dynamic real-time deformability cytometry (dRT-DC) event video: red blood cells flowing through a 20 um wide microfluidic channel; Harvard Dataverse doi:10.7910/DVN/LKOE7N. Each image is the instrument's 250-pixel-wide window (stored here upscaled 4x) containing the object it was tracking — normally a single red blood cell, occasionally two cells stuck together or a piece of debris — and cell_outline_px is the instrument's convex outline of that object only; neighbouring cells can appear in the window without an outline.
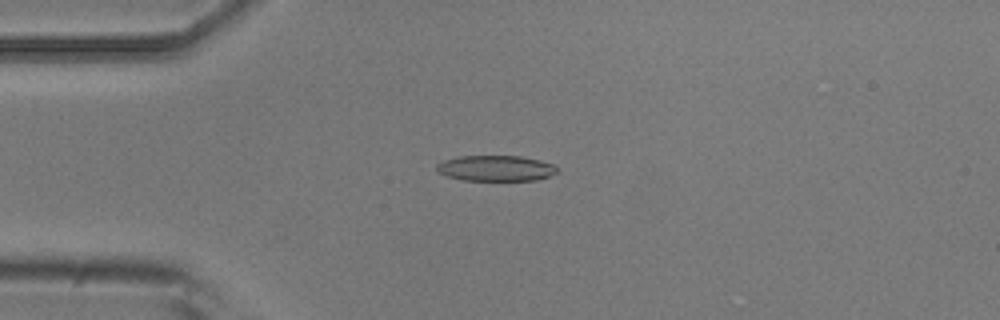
{"species": "common noctule bat (a hibernating species)", "species_latin": "Nyctalus noctula", "temperature_condition": "room temperature", "stored_images_in_passage": 51, "camera_frame_rate_fps": 3000, "um_per_image_px": 0.085, "animal": {"sex": "male", "body_mass_g": 20.5, "forearm_length_mm": 52.5}, "frame": {"image": 1, "passage_image": 13, "time_ms": 4.0, "image_size_px": [1000, 320], "cell_outline_px": [[560, 172], [536, 180], [464, 180], [448, 176], [440, 172], [436, 168], [436, 164], [444, 160], [456, 156], [520, 156], [540, 160], [552, 164]], "centroid_in_image_um": [42.15, 14.29], "position_along_channel_um": 42.9, "area_um2": 17.92}}
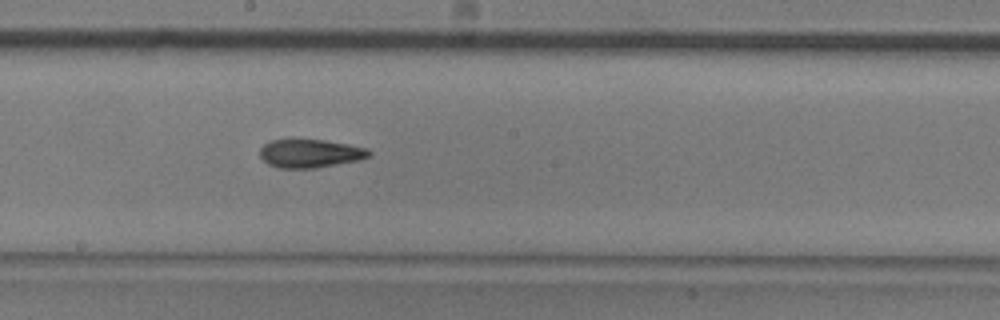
{"frame": {"image": 2, "passage_image": 28, "time_ms": 9.0, "image_size_px": [1000, 320], "cell_outline_px": [[372, 156], [360, 160], [316, 168], [280, 168], [268, 164], [260, 156], [260, 148], [264, 144], [272, 140], [324, 140], [348, 144], [368, 148], [372, 152]], "centroid_in_image_um": [26.41, 13.05], "position_along_channel_um": 221.8, "area_um2": 18.09}}
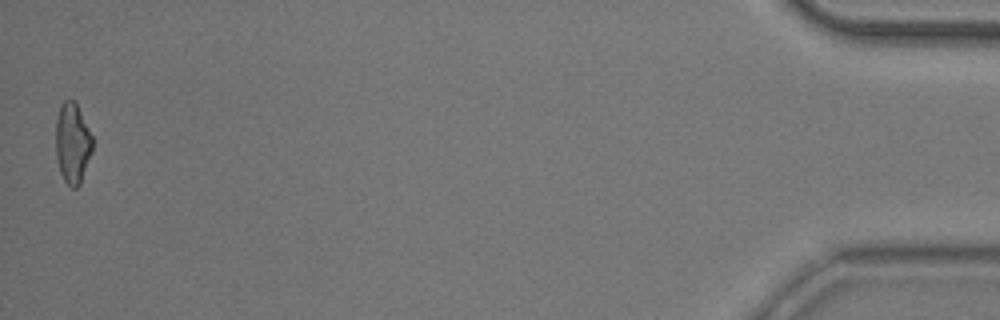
{"frame": {"image": 3, "passage_image": 51, "time_ms": 16.667, "image_size_px": [1000, 320], "cell_outline_px": [[92, 152], [80, 184], [76, 188], [72, 188], [64, 180], [60, 172], [56, 156], [56, 120], [60, 104], [64, 100], [76, 100], [92, 136]], "centroid_in_image_um": [6.16, 12.14], "position_along_channel_um": 429.0, "area_um2": 17.34}, "authors_computed_cell_mechanics": {"area_um2": 18.207, "velocity_mm_per_s": 3.9548, "shape_relaxation_time_tau1_ms": null, "shape_relaxation_time_tau2_ms": 3.7399, "deformation_change_tau1": null, "deformation_change_tau2": 0.1253}}